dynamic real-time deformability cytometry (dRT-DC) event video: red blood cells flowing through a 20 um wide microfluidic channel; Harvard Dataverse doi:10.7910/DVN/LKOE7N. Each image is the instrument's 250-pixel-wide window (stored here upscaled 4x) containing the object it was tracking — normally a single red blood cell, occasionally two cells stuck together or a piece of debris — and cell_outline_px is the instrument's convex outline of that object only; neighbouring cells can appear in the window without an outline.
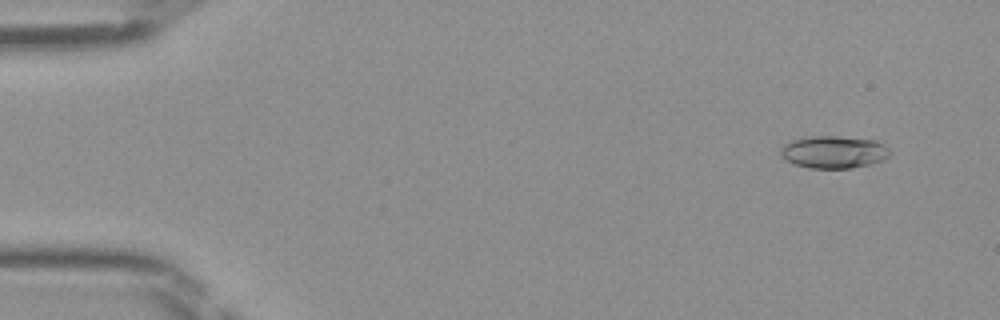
{"species": "Egyptian fruit bat (a non-hibernating species)", "species_latin": "Rousettus aegyptiacus", "temperature_condition": "room temperature", "stored_images_in_passage": 46, "camera_frame_rate_fps": 3000, "um_per_image_px": 0.085, "frame": {"image": 1, "passage_image": 3, "time_ms": 0.667, "image_size_px": [1000, 320], "cell_outline_px": [[892, 152], [884, 160], [868, 164], [848, 168], [808, 168], [796, 164], [780, 156], [780, 148], [784, 144], [792, 140], [808, 136], [836, 136], [876, 140], [884, 144]], "centroid_in_image_um": [70.87, 12.91], "position_along_channel_um": 14.1, "area_um2": 20.63}}
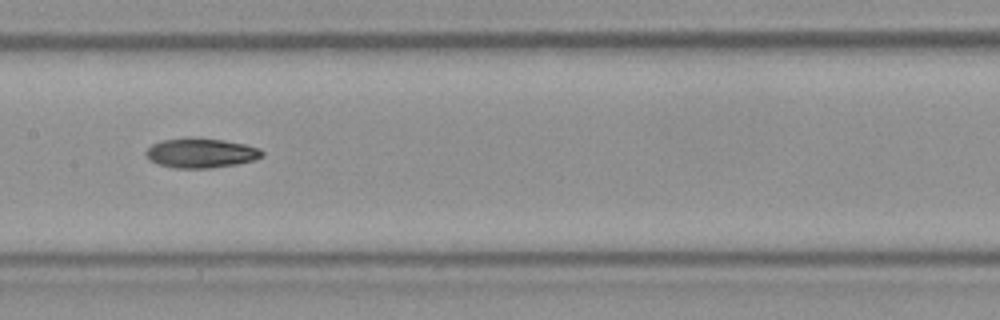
{"frame": {"image": 2, "passage_image": 23, "time_ms": 7.333, "image_size_px": [1000, 320], "cell_outline_px": [[264, 156], [256, 160], [236, 164], [212, 168], [172, 168], [156, 164], [148, 160], [144, 152], [152, 144], [160, 140], [192, 136], [224, 140], [244, 144], [260, 148], [264, 152]], "centroid_in_image_um": [17.05, 13.0], "position_along_channel_um": 190.3, "area_um2": 20.63}}
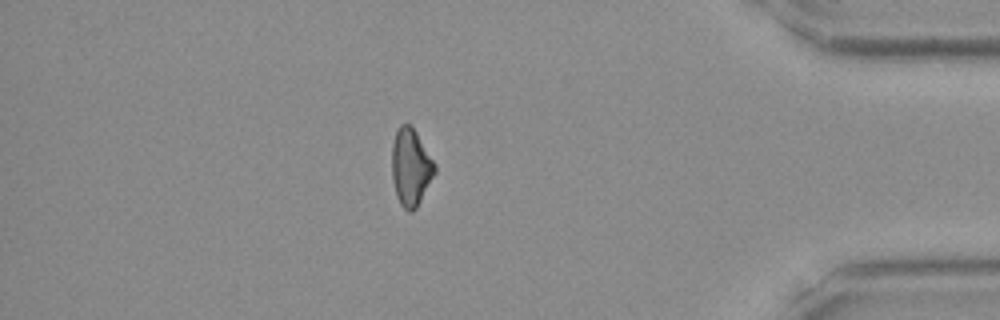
{"frame": {"image": 3, "passage_image": 40, "time_ms": 13.0, "image_size_px": [1000, 320], "cell_outline_px": [[436, 172], [416, 208], [412, 212], [408, 212], [400, 204], [396, 196], [392, 180], [392, 144], [396, 132], [400, 124], [408, 124], [416, 132], [436, 164]], "centroid_in_image_um": [34.91, 14.24], "position_along_channel_um": 400.3, "area_um2": 19.25}}